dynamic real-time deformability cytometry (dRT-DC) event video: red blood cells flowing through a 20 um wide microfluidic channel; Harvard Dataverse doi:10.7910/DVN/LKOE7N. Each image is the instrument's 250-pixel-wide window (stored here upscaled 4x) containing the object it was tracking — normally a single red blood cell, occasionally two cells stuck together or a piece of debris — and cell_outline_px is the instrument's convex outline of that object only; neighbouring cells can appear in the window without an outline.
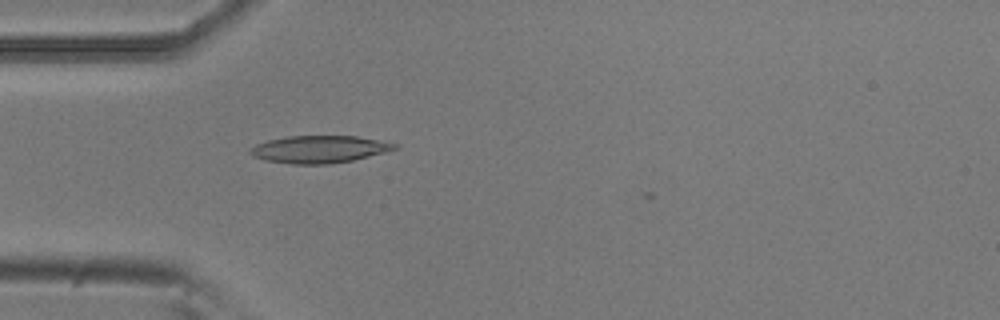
{"species": "common noctule bat (a hibernating species)", "species_latin": "Nyctalus noctula", "temperature_condition": "room temperature", "stored_images_in_passage": 3, "camera_frame_rate_fps": 3000, "um_per_image_px": 0.085, "animal": {"sex": "male", "body_mass_g": 20.5, "forearm_length_mm": 52.5}, "frame": {"image": 1, "passage_image": 2, "time_ms": 0.333, "image_size_px": [1000, 320], "cell_outline_px": [[400, 148], [352, 160], [332, 164], [292, 164], [264, 160], [252, 156], [248, 152], [248, 148], [256, 144], [268, 140], [288, 136], [356, 136], [400, 144]], "centroid_in_image_um": [27.11, 12.69], "position_along_channel_um": 57.9, "area_um2": 23.12}}